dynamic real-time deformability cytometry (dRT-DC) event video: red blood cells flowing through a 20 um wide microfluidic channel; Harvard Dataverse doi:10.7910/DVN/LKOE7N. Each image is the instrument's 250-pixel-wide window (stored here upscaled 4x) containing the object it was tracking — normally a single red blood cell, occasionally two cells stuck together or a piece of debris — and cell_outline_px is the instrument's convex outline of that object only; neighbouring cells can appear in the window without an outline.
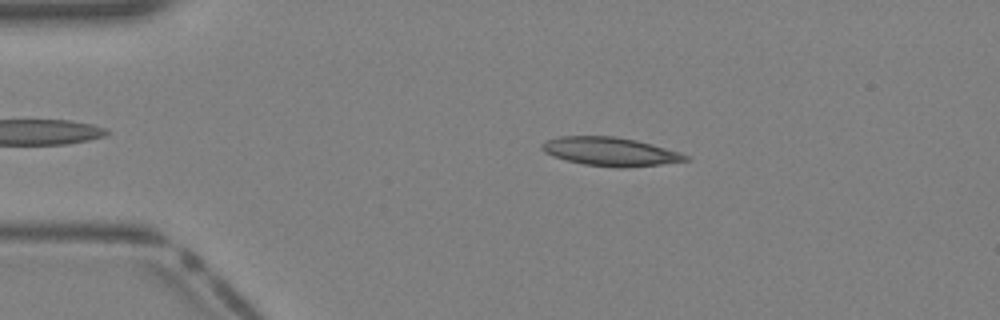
{"species": "Egyptian fruit bat (a non-hibernating species)", "species_latin": "Rousettus aegyptiacus", "temperature_condition": "warm", "stored_images_in_passage": 38, "camera_frame_rate_fps": 3000, "um_per_image_px": 0.085, "animal": {"sex": "female"}, "frame": {"image": 1, "passage_image": 7, "time_ms": 2.0, "image_size_px": [1000, 320], "cell_outline_px": [[688, 160], [660, 164], [624, 168], [616, 168], [584, 164], [552, 156], [544, 152], [540, 148], [540, 144], [544, 140], [560, 136], [616, 136], [636, 140], [652, 144], [680, 152], [688, 156]], "centroid_in_image_um": [51.82, 12.87], "position_along_channel_um": 33.2, "area_um2": 23.99}}
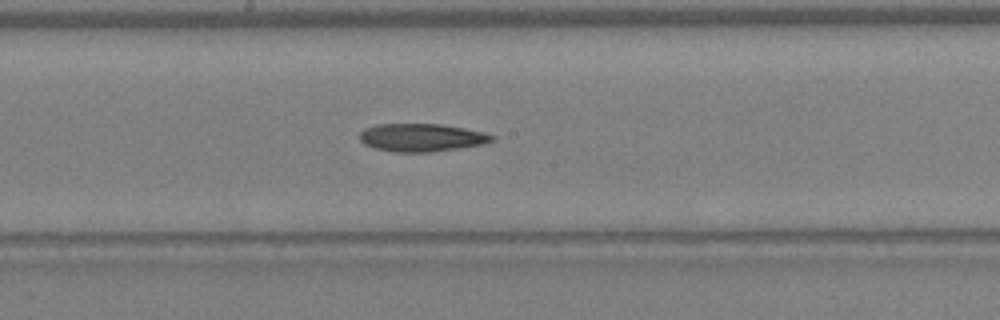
{"frame": {"image": 2, "passage_image": 20, "time_ms": 6.333, "image_size_px": [1000, 320], "cell_outline_px": [[496, 140], [484, 144], [432, 152], [392, 152], [376, 148], [364, 144], [360, 140], [360, 132], [364, 128], [376, 124], [440, 124], [464, 128], [484, 132], [496, 136]], "centroid_in_image_um": [35.85, 11.69], "position_along_channel_um": 212.3, "area_um2": 21.68}}
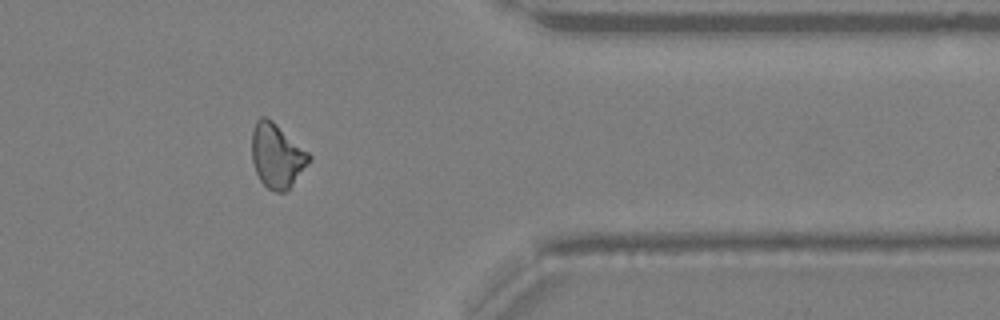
{"frame": {"image": 3, "passage_image": 31, "time_ms": 10.0, "image_size_px": [1000, 320], "cell_outline_px": [[312, 160], [292, 184], [284, 192], [276, 192], [268, 188], [260, 180], [256, 172], [252, 160], [252, 132], [256, 120], [260, 116], [264, 116], [272, 120], [308, 152], [312, 156]], "centroid_in_image_um": [23.53, 13.22], "position_along_channel_um": 387.9, "area_um2": 21.27}}